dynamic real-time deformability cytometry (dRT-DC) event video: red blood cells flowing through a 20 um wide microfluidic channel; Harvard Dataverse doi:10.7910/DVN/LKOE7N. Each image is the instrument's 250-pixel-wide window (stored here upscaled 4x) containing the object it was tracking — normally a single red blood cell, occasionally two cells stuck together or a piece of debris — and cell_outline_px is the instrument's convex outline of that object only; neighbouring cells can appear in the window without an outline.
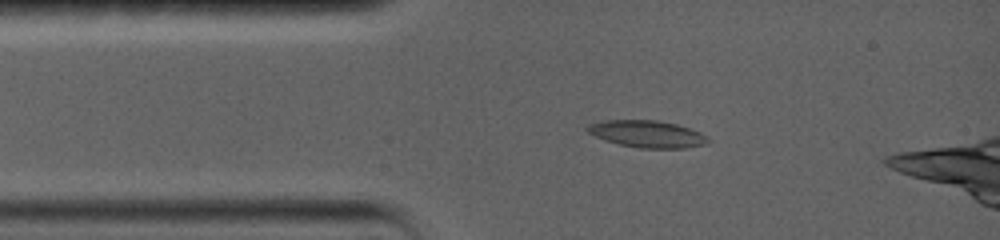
{"species": "common noctule bat (a hibernating species)", "species_latin": "Nyctalus noctula", "temperature_condition": "warm", "stored_images_in_passage": 19, "camera_frame_rate_fps": 5000, "um_per_image_px": 0.085, "animal": {"sex": "female", "body_mass_g": 19.0, "forearm_length_mm": 56.7}, "frame": {"image": 1, "passage_image": 4, "time_ms": 1.4, "image_size_px": [1000, 240], "cell_outline_px": [[712, 140], [708, 144], [684, 148], [640, 148], [620, 144], [604, 140], [588, 132], [584, 128], [588, 124], [604, 120], [656, 120], [676, 124], [692, 128], [708, 136]], "centroid_in_image_um": [55.06, 11.38], "position_along_channel_um": 29.9, "area_um2": 19.19}}
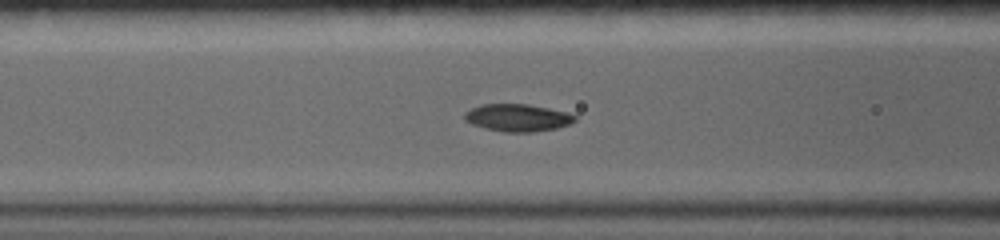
{"frame": {"image": 2, "passage_image": 10, "time_ms": 4.4, "image_size_px": [1000, 240], "cell_outline_px": [[576, 120], [568, 124], [556, 128], [532, 132], [504, 132], [484, 128], [472, 124], [464, 120], [464, 112], [480, 104], [528, 104], [568, 112], [576, 116]], "centroid_in_image_um": [43.97, 10.0], "position_along_channel_um": 122.6, "area_um2": 17.63}}
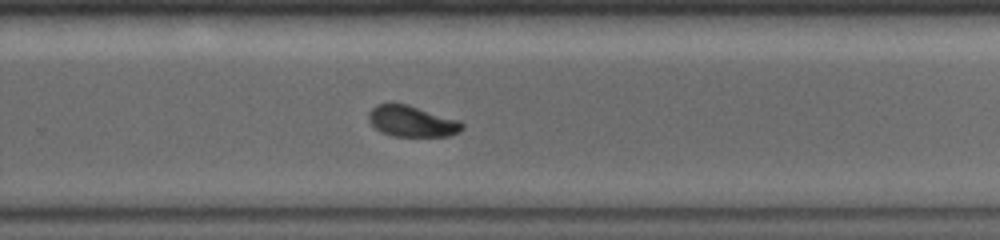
{"frame": {"image": 3, "passage_image": 19, "time_ms": 9.2, "image_size_px": [1000, 240], "cell_outline_px": [[464, 128], [460, 132], [448, 136], [392, 136], [380, 132], [368, 120], [368, 112], [376, 104], [392, 100], [408, 104], [460, 120], [464, 124]], "centroid_in_image_um": [34.99, 10.27], "position_along_channel_um": 294.8, "area_um2": 17.51}}